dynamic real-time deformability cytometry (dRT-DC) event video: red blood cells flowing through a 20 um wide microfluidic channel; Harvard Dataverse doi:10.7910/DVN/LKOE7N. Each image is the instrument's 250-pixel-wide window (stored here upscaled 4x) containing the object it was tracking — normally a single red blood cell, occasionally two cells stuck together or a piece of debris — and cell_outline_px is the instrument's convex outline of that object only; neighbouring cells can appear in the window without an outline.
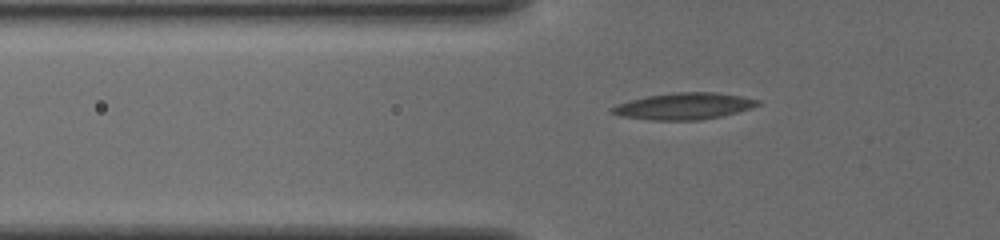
{"species": "common noctule bat (a hibernating species)", "species_latin": "Nyctalus noctula", "temperature_condition": "cold", "stored_images_in_passage": 35, "camera_frame_rate_fps": 3000, "um_per_image_px": 0.085, "animal": {"sex": "female", "body_mass_g": 19.5, "forearm_length_mm": 54.1}, "frame": {"image": 1, "passage_image": 4, "time_ms": 1.0, "image_size_px": [1000, 240], "cell_outline_px": [[760, 104], [752, 108], [720, 116], [700, 120], [652, 120], [620, 116], [608, 112], [608, 108], [616, 104], [648, 96], [672, 92], [716, 92], [740, 96], [760, 100]], "centroid_in_image_um": [58.09, 9.02], "position_along_channel_um": 67.7, "area_um2": 22.6}}
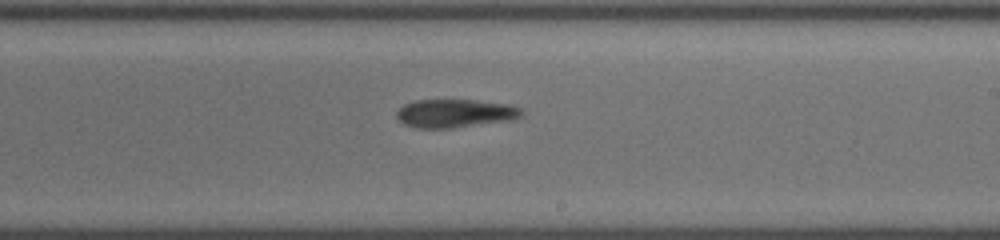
{"frame": {"image": 2, "passage_image": 19, "time_ms": 6.0, "image_size_px": [1000, 240], "cell_outline_px": [[524, 112], [520, 116], [508, 120], [452, 128], [416, 128], [404, 124], [396, 116], [396, 112], [404, 104], [416, 100], [476, 100], [512, 104], [524, 108]], "centroid_in_image_um": [38.7, 9.62], "position_along_channel_um": 250.3, "area_um2": 20.69}}
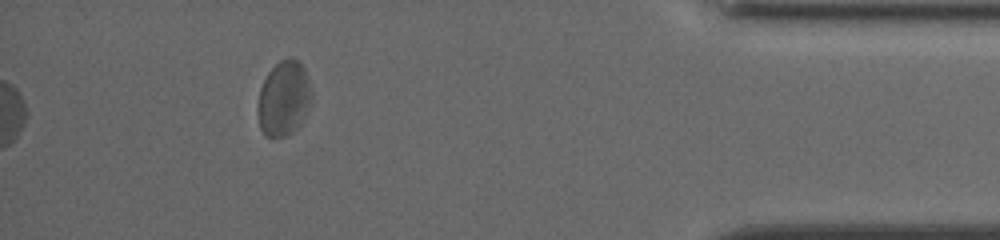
{"frame": {"image": 3, "passage_image": 35, "time_ms": 11.333, "image_size_px": [1000, 240], "cell_outline_px": [[312, 100], [300, 124], [292, 132], [284, 136], [268, 136], [260, 128], [256, 108], [260, 88], [268, 72], [280, 60], [288, 56], [292, 56], [300, 60], [304, 68], [312, 92]], "centroid_in_image_um": [24.12, 8.32], "position_along_channel_um": 411.1, "area_um2": 23.64}, "authors_computed_cell_mechanics": {"area_um2": 21.964, "velocity_mm_per_s": 3.7672, "shape_relaxation_time_tau1_ms": null, "shape_relaxation_time_tau2_ms": 4.7025, "deformation_change_tau1": null, "deformation_change_tau2": 0.1062}}